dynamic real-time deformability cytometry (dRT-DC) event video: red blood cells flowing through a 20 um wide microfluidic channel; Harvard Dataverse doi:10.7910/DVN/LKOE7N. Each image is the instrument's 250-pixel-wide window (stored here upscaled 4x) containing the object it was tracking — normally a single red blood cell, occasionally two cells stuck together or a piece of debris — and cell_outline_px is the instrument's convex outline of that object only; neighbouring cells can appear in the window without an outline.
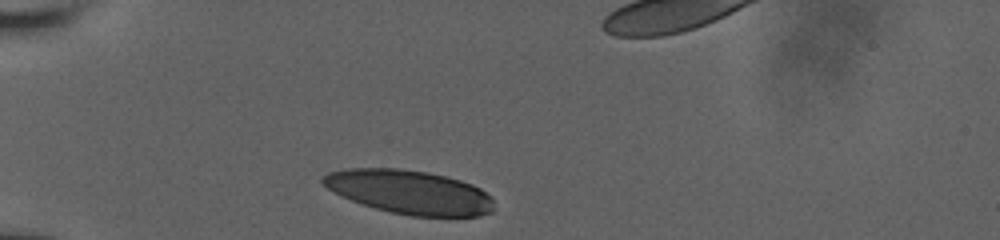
{"species": "human", "species_latin": "Homo sapiens", "temperature_condition": "room temperature", "stored_images_in_passage": 4, "segment_of_instrument_passage": [1, 2], "camera_frame_rate_fps": 3000, "um_per_image_px": 0.085, "donor": {"sex": "male"}, "frame": {"image": 1, "passage_image": 1, "time_ms": 0.0, "image_size_px": [1000, 240], "cell_outline_px": [[492, 212], [480, 216], [412, 216], [392, 212], [376, 208], [352, 200], [328, 188], [320, 180], [320, 176], [328, 172], [348, 168], [400, 168], [428, 172], [460, 180], [472, 184], [480, 188], [492, 200]], "centroid_in_image_um": [34.79, 16.31], "position_along_channel_um": 50.2, "area_um2": 43.35}}
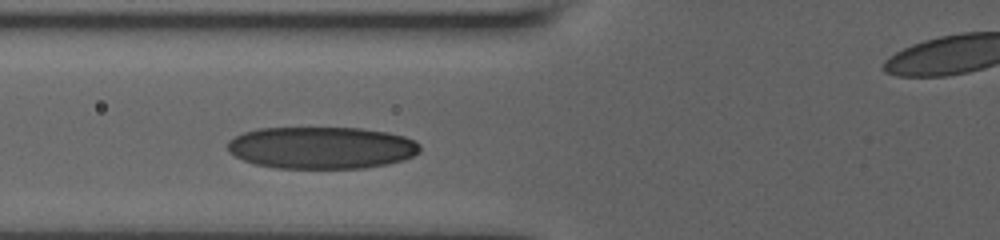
{"frame": {"image": 2, "passage_image": 3, "time_ms": 2.0, "image_size_px": [1000, 240], "cell_outline_px": [[420, 152], [404, 160], [388, 164], [364, 168], [276, 168], [256, 164], [244, 160], [228, 152], [228, 140], [244, 132], [260, 128], [360, 128], [388, 132], [404, 136], [416, 140], [420, 144]], "centroid_in_image_um": [27.36, 12.55], "position_along_channel_um": 98.4, "area_um2": 47.34}}